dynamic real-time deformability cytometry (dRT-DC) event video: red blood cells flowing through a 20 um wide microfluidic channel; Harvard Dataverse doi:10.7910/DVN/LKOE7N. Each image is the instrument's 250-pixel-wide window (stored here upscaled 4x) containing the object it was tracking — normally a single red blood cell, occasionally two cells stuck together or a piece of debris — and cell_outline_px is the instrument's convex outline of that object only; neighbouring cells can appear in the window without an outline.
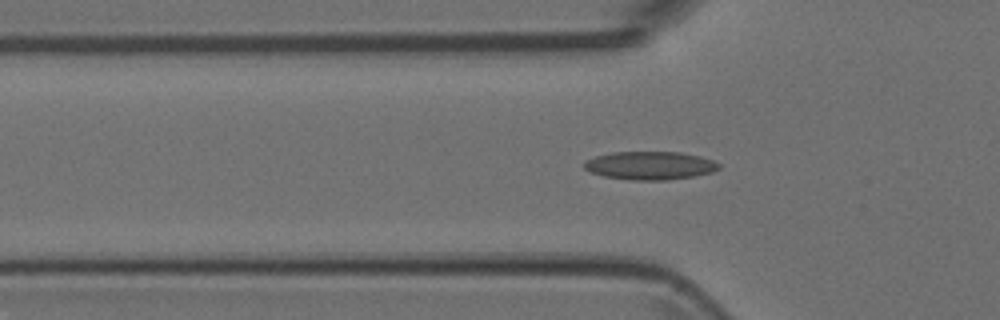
{"species": "Egyptian fruit bat (a non-hibernating species)", "species_latin": "Rousettus aegyptiacus", "temperature_condition": "room temperature", "stored_images_in_passage": 40, "camera_frame_rate_fps": 3000, "um_per_image_px": 0.085, "animal": {"sex": "female"}, "frame": {"image": 1, "passage_image": 8, "time_ms": 2.333, "image_size_px": [1000, 320], "cell_outline_px": [[720, 168], [712, 172], [692, 176], [668, 180], [628, 180], [604, 176], [592, 172], [584, 168], [584, 160], [596, 156], [612, 152], [680, 152], [700, 156], [712, 160], [720, 164]], "centroid_in_image_um": [55.24, 14.07], "position_along_channel_um": 70.6, "area_um2": 22.14}}
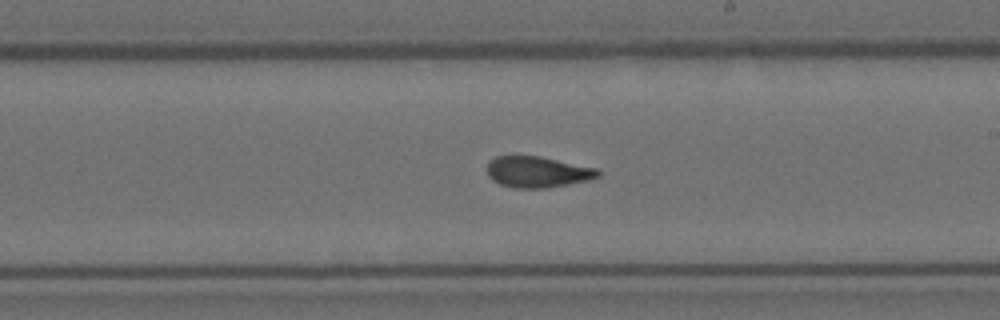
{"frame": {"image": 2, "passage_image": 21, "time_ms": 6.667, "image_size_px": [1000, 320], "cell_outline_px": [[600, 176], [588, 180], [548, 188], [512, 188], [500, 184], [492, 180], [488, 176], [488, 160], [496, 156], [540, 156], [596, 168], [600, 172]], "centroid_in_image_um": [45.66, 14.62], "position_along_channel_um": 243.3, "area_um2": 20.11}}
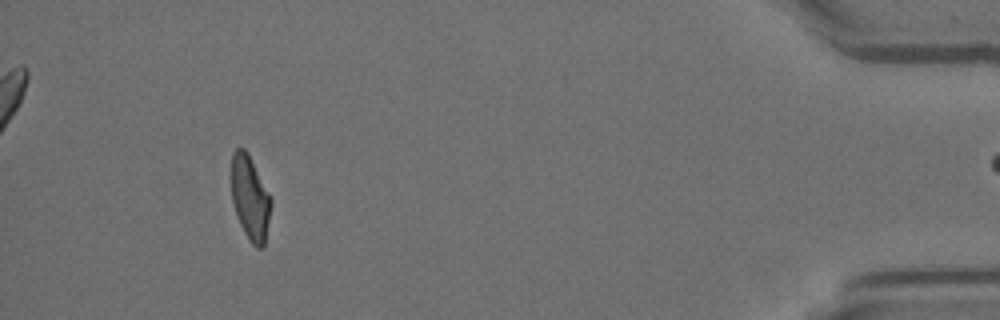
{"frame": {"image": 3, "passage_image": 39, "time_ms": 12.667, "image_size_px": [1000, 320], "cell_outline_px": [[272, 204], [264, 244], [260, 248], [256, 248], [248, 240], [240, 224], [232, 200], [232, 152], [236, 148], [244, 148], [248, 152], [272, 200]], "centroid_in_image_um": [21.26, 16.82], "position_along_channel_um": 413.9, "area_um2": 19.25}}